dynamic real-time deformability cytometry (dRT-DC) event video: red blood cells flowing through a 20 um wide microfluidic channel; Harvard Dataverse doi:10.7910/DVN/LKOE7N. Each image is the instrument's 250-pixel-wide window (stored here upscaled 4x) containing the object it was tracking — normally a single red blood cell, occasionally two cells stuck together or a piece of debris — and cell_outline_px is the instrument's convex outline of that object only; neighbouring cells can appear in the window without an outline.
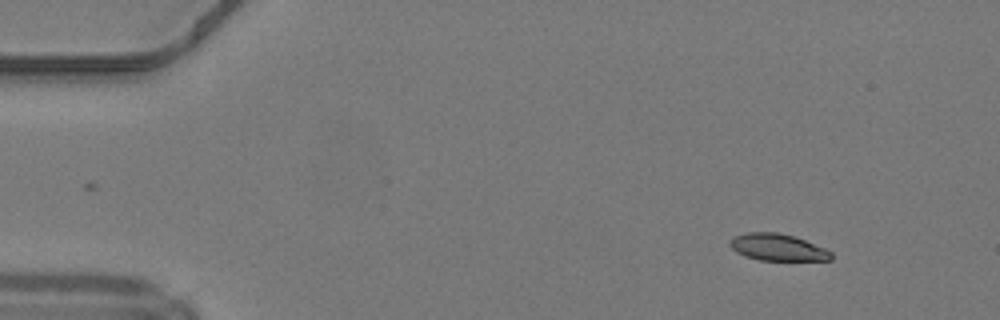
{"species": "common noctule bat (a hibernating species)", "species_latin": "Nyctalus noctula", "temperature_condition": "warm", "stored_images_in_passage": 44, "camera_frame_rate_fps": 3000, "um_per_image_px": 0.085, "animal": {"sex": "male", "body_mass_g": 19.2, "forearm_length_mm": 51.8}, "frame": {"image": 1, "passage_image": 1, "time_ms": 0.0, "image_size_px": [1000, 320], "cell_outline_px": [[832, 260], [760, 260], [744, 256], [736, 252], [728, 244], [736, 236], [748, 232], [776, 232], [796, 236], [824, 248], [832, 252]], "centroid_in_image_um": [66.11, 21.02], "position_along_channel_um": 18.9, "area_um2": 15.78}}
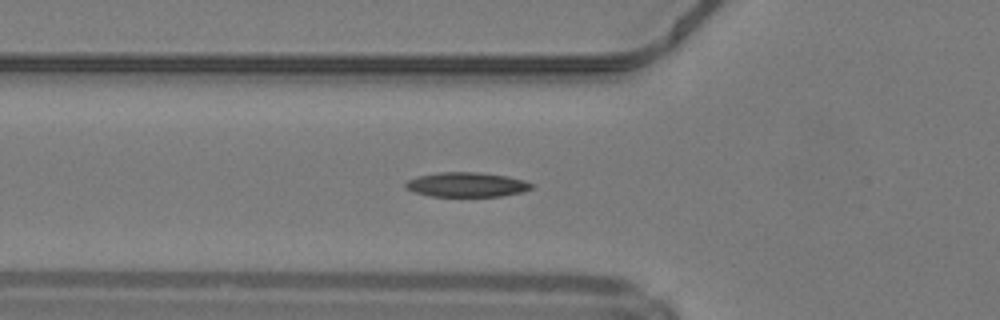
{"frame": {"image": 2, "passage_image": 13, "time_ms": 4.0, "image_size_px": [1000, 320], "cell_outline_px": [[532, 188], [520, 192], [500, 196], [432, 196], [416, 192], [404, 188], [404, 184], [408, 180], [416, 176], [440, 172], [480, 172], [508, 176], [524, 180], [532, 184]], "centroid_in_image_um": [39.63, 15.68], "position_along_channel_um": 86.2, "area_um2": 17.98}}
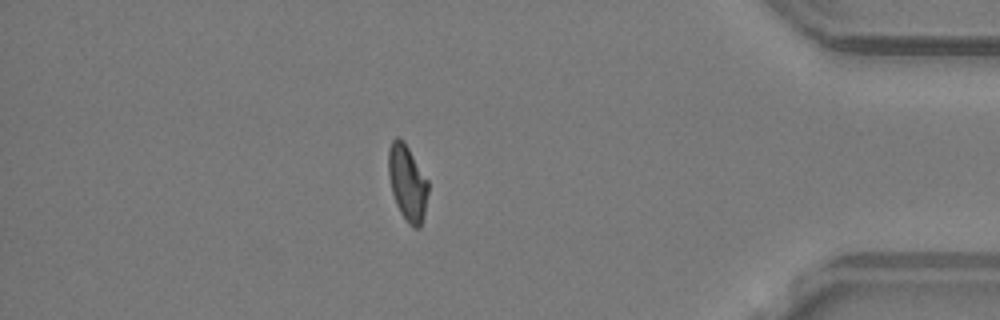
{"frame": {"image": 3, "passage_image": 38, "time_ms": 12.333, "image_size_px": [1000, 320], "cell_outline_px": [[428, 192], [424, 216], [420, 228], [412, 228], [408, 224], [400, 212], [396, 204], [392, 192], [388, 176], [388, 148], [392, 140], [396, 136], [400, 136], [404, 140], [428, 180]], "centroid_in_image_um": [34.62, 15.52], "position_along_channel_um": 400.6, "area_um2": 17.86}, "authors_computed_cell_mechanics": {"area_um2": 17.5712, "velocity_mm_per_s": 4.2309, "shape_relaxation_time_tau1_ms": 6.6165, "shape_relaxation_time_tau2_ms": 3.4373, "deformation_change_tau1": 0.1788, "deformation_change_tau2": 0.0968}}